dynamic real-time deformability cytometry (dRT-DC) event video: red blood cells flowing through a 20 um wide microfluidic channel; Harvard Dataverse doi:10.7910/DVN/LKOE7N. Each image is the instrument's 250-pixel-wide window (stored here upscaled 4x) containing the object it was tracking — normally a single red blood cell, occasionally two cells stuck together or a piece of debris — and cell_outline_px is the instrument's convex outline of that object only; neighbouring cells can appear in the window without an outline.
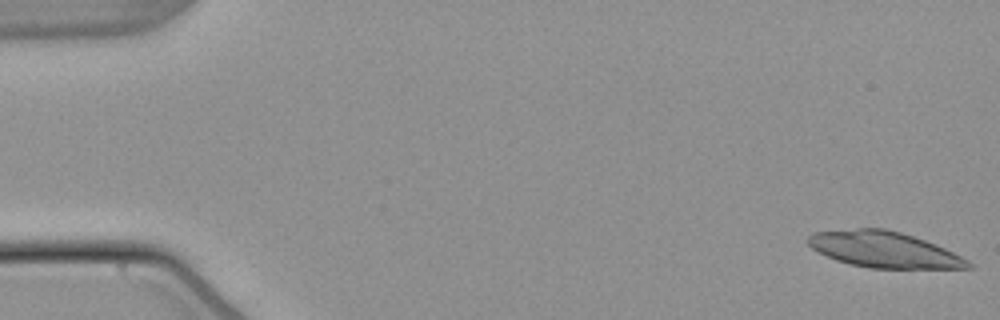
{"species": "common noctule bat (a hibernating species)", "species_latin": "Nyctalus noctula", "temperature_condition": "warm", "stored_images_in_passage": 26, "camera_frame_rate_fps": 3000, "um_per_image_px": 0.085, "animal": {"sex": "male", "body_mass_g": 21.5, "forearm_length_mm": 52.0}, "frame": {"image": 1, "passage_image": 1, "time_ms": 0.0, "image_size_px": [1000, 320], "cell_outline_px": [[972, 268], [868, 268], [848, 264], [836, 260], [812, 248], [808, 244], [808, 236], [812, 232], [856, 228], [884, 228], [900, 232], [924, 240], [944, 248], [968, 260], [972, 264]], "centroid_in_image_um": [75.11, 21.21], "position_along_channel_um": 9.9, "area_um2": 33.29}}